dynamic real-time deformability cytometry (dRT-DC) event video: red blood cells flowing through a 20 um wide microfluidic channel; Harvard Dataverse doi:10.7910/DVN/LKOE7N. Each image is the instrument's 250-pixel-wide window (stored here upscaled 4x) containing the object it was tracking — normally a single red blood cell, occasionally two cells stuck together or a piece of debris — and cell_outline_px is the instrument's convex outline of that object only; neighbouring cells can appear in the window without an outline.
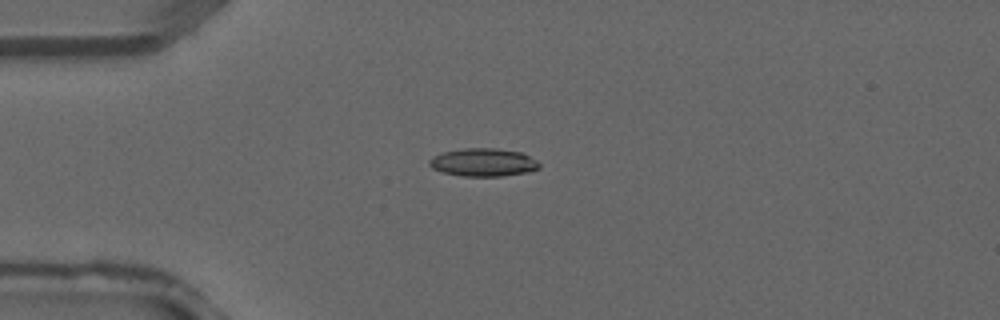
{"species": "common noctule bat (a hibernating species)", "species_latin": "Nyctalus noctula", "temperature_condition": "warm", "stored_images_in_passage": 2, "camera_frame_rate_fps": 3000, "um_per_image_px": 0.085, "animal": {"sex": "male", "forearm_length_mm": 52.5}, "frame": {"image": 1, "passage_image": 1, "time_ms": 0.0, "image_size_px": [1000, 320], "cell_outline_px": [[540, 168], [528, 172], [500, 176], [464, 176], [444, 172], [432, 168], [428, 164], [428, 160], [432, 156], [444, 152], [464, 148], [496, 148], [520, 152], [536, 160], [540, 164]], "centroid_in_image_um": [41.07, 13.8], "position_along_channel_um": 43.9, "area_um2": 17.86}}
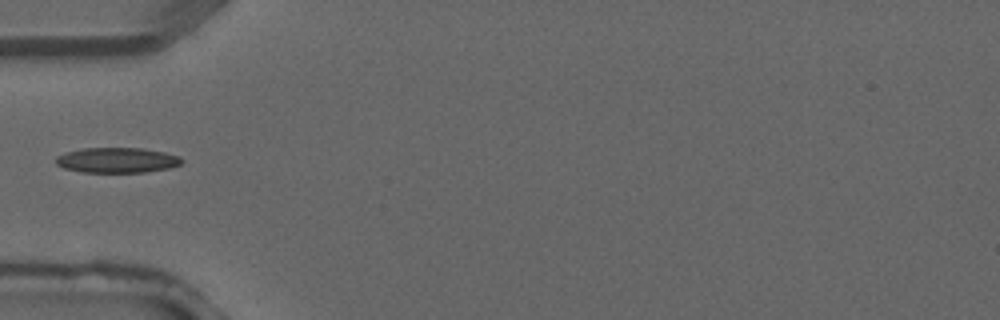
{"frame": {"image": 2, "passage_image": 2, "time_ms": 0.333, "image_size_px": [1000, 320], "cell_outline_px": [[184, 160], [180, 164], [168, 168], [144, 172], [80, 172], [64, 168], [56, 164], [56, 156], [68, 152], [84, 148], [144, 148], [164, 152], [180, 156]], "centroid_in_image_um": [9.96, 13.61], "position_along_channel_um": 75.0, "area_um2": 18.44}}